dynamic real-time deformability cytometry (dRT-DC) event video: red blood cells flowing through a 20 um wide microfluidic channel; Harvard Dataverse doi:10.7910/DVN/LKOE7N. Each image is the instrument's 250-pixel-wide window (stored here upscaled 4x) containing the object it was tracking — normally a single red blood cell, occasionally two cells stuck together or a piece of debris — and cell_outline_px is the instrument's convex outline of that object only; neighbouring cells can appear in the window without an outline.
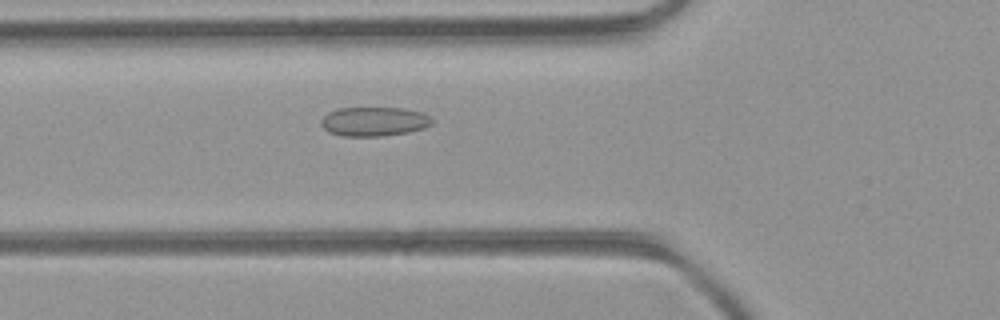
{"species": "common noctule bat (a hibernating species)", "species_latin": "Nyctalus noctula", "temperature_condition": "room temperature", "stored_images_in_passage": 26, "camera_frame_rate_fps": 3000, "um_per_image_px": 0.085, "animal": {"sex": "female", "body_mass_g": 21.9}, "frame": {"image": 1, "passage_image": 3, "time_ms": 0.667, "image_size_px": [1000, 320], "cell_outline_px": [[432, 124], [424, 128], [408, 132], [380, 136], [344, 136], [328, 132], [320, 124], [320, 120], [328, 112], [336, 108], [404, 108], [420, 112], [428, 116], [432, 120]], "centroid_in_image_um": [31.76, 10.32], "position_along_channel_um": 94.0, "area_um2": 18.84}}
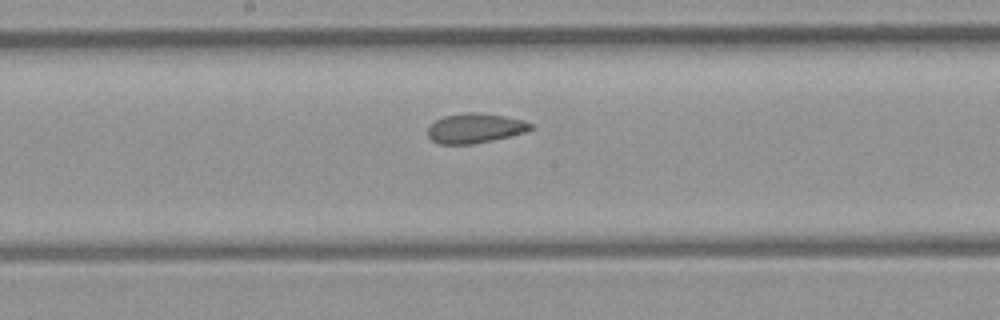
{"frame": {"image": 2, "passage_image": 11, "time_ms": 3.333, "image_size_px": [1000, 320], "cell_outline_px": [[532, 128], [528, 132], [492, 140], [472, 144], [440, 144], [432, 140], [428, 136], [428, 128], [436, 120], [444, 116], [464, 112], [476, 112], [504, 116], [524, 120], [532, 124]], "centroid_in_image_um": [40.4, 10.89], "position_along_channel_um": 207.8, "area_um2": 17.8}}
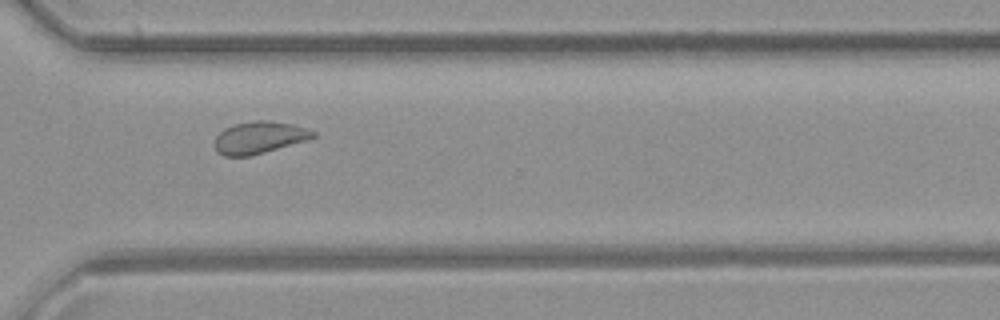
{"frame": {"image": 3, "passage_image": 21, "time_ms": 6.667, "image_size_px": [1000, 320], "cell_outline_px": [[316, 136], [308, 140], [252, 156], [224, 156], [216, 152], [216, 136], [224, 128], [236, 124], [256, 120], [268, 120], [292, 124], [316, 132]], "centroid_in_image_um": [22.05, 11.7], "position_along_channel_um": 348.6, "area_um2": 18.38}, "authors_computed_cell_mechanics": {"area_um2": 18.1203, "velocity_mm_per_s": 4.238, "shape_relaxation_time_tau1_ms": null, "shape_relaxation_time_tau2_ms": 1.6487, "deformation_change_tau1": null, "deformation_change_tau2": 0.0771}}